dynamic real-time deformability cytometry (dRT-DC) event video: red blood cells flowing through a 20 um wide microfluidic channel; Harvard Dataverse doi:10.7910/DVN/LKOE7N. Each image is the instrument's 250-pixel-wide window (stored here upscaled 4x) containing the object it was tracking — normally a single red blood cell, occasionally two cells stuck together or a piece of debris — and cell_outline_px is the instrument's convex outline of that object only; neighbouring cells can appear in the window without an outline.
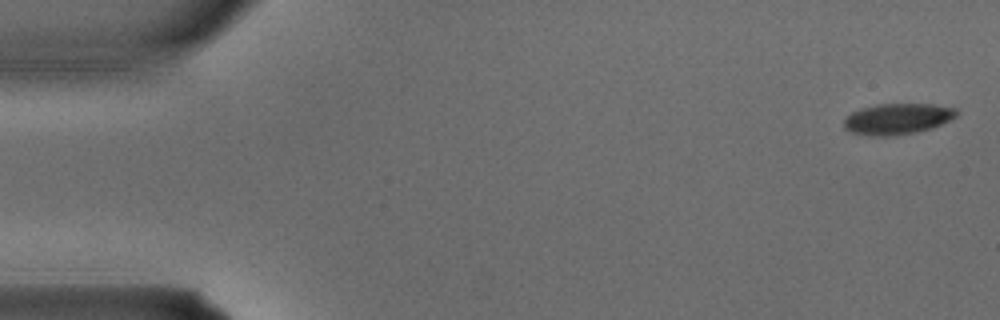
{"species": "common noctule bat (a hibernating species)", "species_latin": "Nyctalus noctula", "temperature_condition": "warm", "stored_images_in_passage": 4, "segment_of_instrument_passage": [1, 2], "camera_frame_rate_fps": 3000, "um_per_image_px": 0.085, "animal": {"sex": "male", "body_mass_g": 15.6}, "frame": {"image": 1, "passage_image": 1, "time_ms": 0.0, "image_size_px": [1000, 320], "cell_outline_px": [[960, 112], [956, 116], [932, 128], [916, 132], [884, 136], [852, 132], [844, 128], [844, 120], [852, 112], [860, 108], [876, 104], [932, 104], [956, 108]], "centroid_in_image_um": [76.31, 10.08], "position_along_channel_um": 8.7, "area_um2": 20.0}}
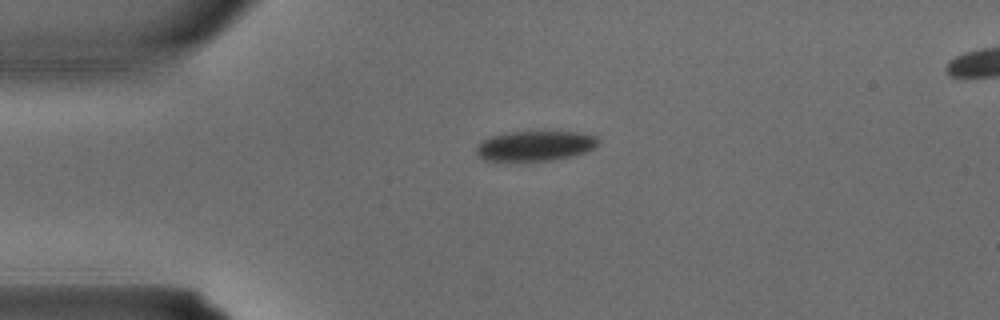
{"frame": {"image": 2, "passage_image": 3, "time_ms": 0.667, "image_size_px": [1000, 320], "cell_outline_px": [[600, 140], [592, 148], [584, 152], [572, 156], [552, 160], [484, 160], [476, 156], [476, 144], [492, 136], [512, 132], [580, 132], [596, 136]], "centroid_in_image_um": [45.47, 12.39], "position_along_channel_um": 39.5, "area_um2": 21.04}}